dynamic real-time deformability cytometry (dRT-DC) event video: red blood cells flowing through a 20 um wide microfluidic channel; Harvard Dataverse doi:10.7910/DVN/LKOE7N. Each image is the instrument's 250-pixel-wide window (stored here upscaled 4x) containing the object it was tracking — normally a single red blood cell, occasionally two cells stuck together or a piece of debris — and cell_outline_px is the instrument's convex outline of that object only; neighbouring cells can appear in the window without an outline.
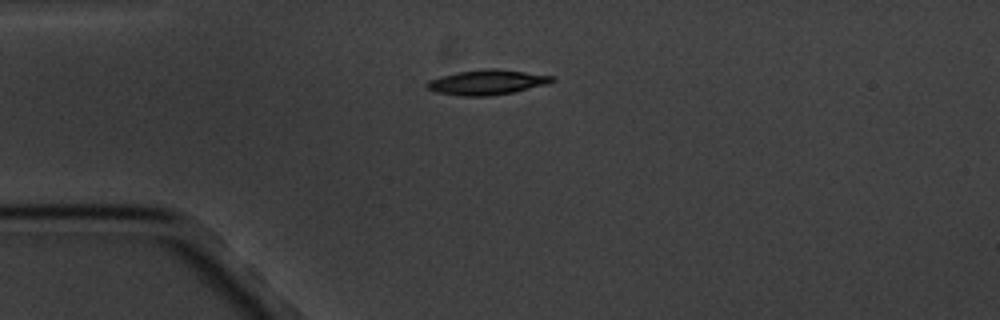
{"species": "common noctule bat (a hibernating species)", "species_latin": "Nyctalus noctula", "temperature_condition": "cold", "stored_images_in_passage": 1, "camera_frame_rate_fps": 3000, "um_per_image_px": 0.085, "animal": {"sex": "male", "body_mass_g": 20.1, "forearm_length_mm": 53.5}, "frame": {"image": 1, "passage_image": 1, "time_ms": 0.0, "image_size_px": [1000, 320], "cell_outline_px": [[556, 80], [552, 84], [512, 92], [488, 96], [460, 96], [436, 92], [428, 88], [424, 84], [428, 80], [440, 76], [456, 72], [488, 68], [496, 68], [556, 76]], "centroid_in_image_um": [41.44, 6.99], "position_along_channel_um": 43.6, "area_um2": 18.5}}